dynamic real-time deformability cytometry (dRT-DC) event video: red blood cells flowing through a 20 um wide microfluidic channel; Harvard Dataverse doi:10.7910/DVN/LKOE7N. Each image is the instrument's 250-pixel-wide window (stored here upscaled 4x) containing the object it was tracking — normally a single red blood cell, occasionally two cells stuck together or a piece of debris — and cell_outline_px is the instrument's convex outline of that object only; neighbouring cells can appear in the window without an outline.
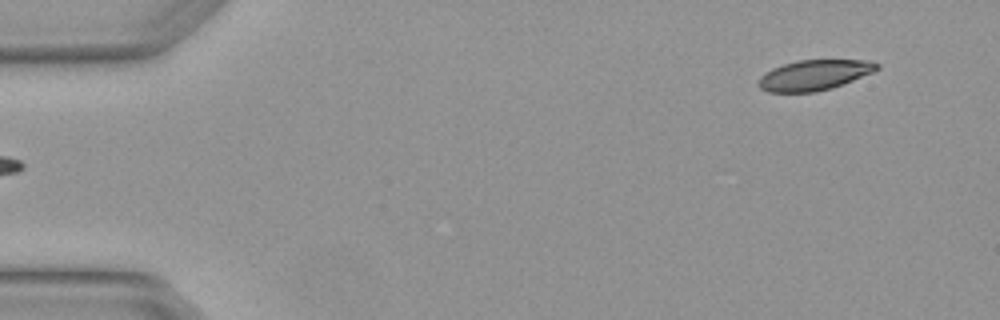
{"species": "Egyptian fruit bat (a non-hibernating species)", "species_latin": "Rousettus aegyptiacus", "temperature_condition": "warm", "stored_images_in_passage": 3, "segment_of_instrument_passage": [2, 2], "camera_frame_rate_fps": 3000, "um_per_image_px": 0.085, "animal": {"sex": "female"}, "frame": {"image": 1, "passage_image": 3, "time_ms": 0.667, "image_size_px": [1000, 320], "cell_outline_px": [[880, 68], [872, 72], [832, 88], [816, 92], [768, 92], [760, 88], [756, 84], [760, 76], [764, 72], [772, 68], [796, 60], [872, 60], [880, 64]], "centroid_in_image_um": [69.18, 6.38], "position_along_channel_um": 15.8, "area_um2": 21.04}}